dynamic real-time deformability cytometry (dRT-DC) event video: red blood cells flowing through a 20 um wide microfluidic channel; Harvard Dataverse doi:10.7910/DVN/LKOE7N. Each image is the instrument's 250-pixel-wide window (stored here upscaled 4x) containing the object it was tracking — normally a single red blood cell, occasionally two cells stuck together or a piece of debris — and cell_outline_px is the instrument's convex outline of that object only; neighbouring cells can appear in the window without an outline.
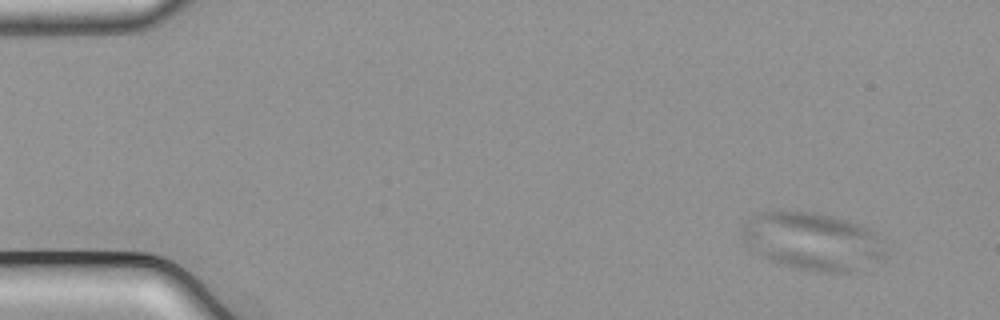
{"species": "common noctule bat (a hibernating species)", "species_latin": "Nyctalus noctula", "temperature_condition": "cold", "stored_images_in_passage": 53, "camera_frame_rate_fps": 3000, "um_per_image_px": 0.085, "animal": {"sex": "male", "body_mass_g": 21.5, "forearm_length_mm": 52.0}, "frame": {"image": 1, "passage_image": 2, "time_ms": 0.333, "image_size_px": [1000, 320], "cell_outline_px": [[884, 260], [852, 272], [812, 272], [780, 264], [768, 260], [756, 252], [740, 236], [744, 220], [760, 212], [816, 212], [864, 224], [876, 232], [884, 252]], "centroid_in_image_um": [69.08, 20.51], "position_along_channel_um": 15.9, "area_um2": 48.49}}
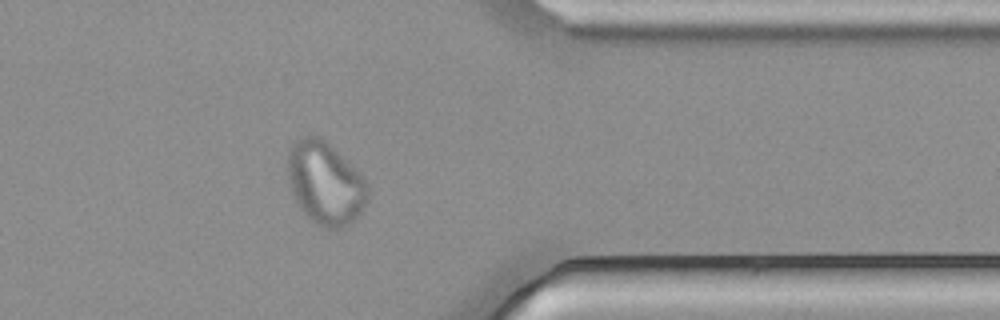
{"frame": {"image": 2, "passage_image": 42, "time_ms": 13.667, "image_size_px": [1000, 320], "cell_outline_px": [[368, 200], [364, 208], [348, 224], [340, 228], [324, 228], [316, 224], [300, 208], [292, 196], [288, 180], [288, 152], [292, 144], [296, 140], [304, 136], [320, 136], [368, 184]], "centroid_in_image_um": [27.6, 15.59], "position_along_channel_um": 383.8, "area_um2": 37.86}}
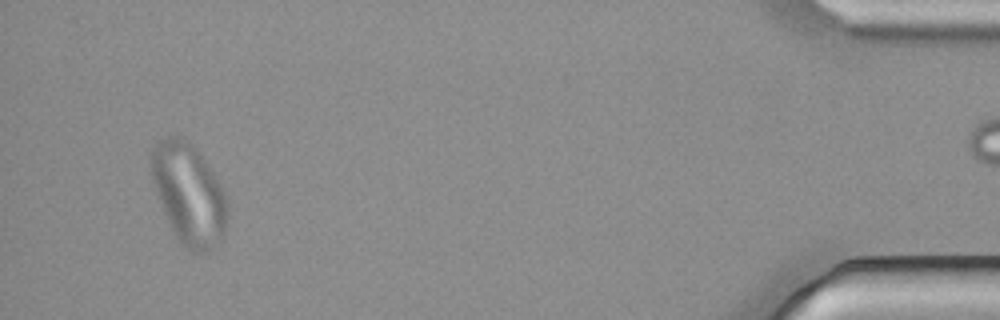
{"frame": {"image": 3, "passage_image": 50, "time_ms": 16.333, "image_size_px": [1000, 320], "cell_outline_px": [[228, 224], [220, 240], [208, 252], [196, 252], [188, 248], [176, 236], [164, 212], [152, 180], [152, 148], [160, 140], [168, 136], [180, 136], [192, 144], [212, 172], [228, 196]], "centroid_in_image_um": [16.09, 16.49], "position_along_channel_um": 419.1, "area_um2": 44.1}}